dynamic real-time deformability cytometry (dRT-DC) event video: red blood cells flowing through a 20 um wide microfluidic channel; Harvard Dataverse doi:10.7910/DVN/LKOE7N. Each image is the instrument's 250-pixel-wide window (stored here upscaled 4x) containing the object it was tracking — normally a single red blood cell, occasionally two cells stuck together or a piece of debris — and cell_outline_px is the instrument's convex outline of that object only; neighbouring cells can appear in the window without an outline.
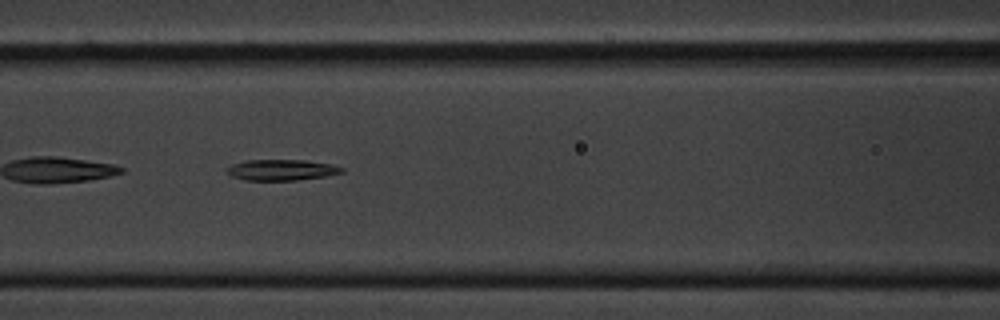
{"species": "common noctule bat (a hibernating species)", "species_latin": "Nyctalus noctula", "temperature_condition": "cold", "stored_images_in_passage": 43, "camera_frame_rate_fps": 3000, "um_per_image_px": 0.085, "animal": {"sex": "male", "body_mass_g": 20.1, "forearm_length_mm": 53.5}, "frame": {"image": 1, "passage_image": 8, "time_ms": 2.333, "image_size_px": [1000, 320], "cell_outline_px": [[344, 172], [324, 176], [296, 180], [244, 180], [232, 176], [224, 168], [232, 164], [248, 160], [304, 160], [332, 164], [344, 168]], "centroid_in_image_um": [23.92, 14.44], "position_along_channel_um": 142.7, "area_um2": 13.93}}
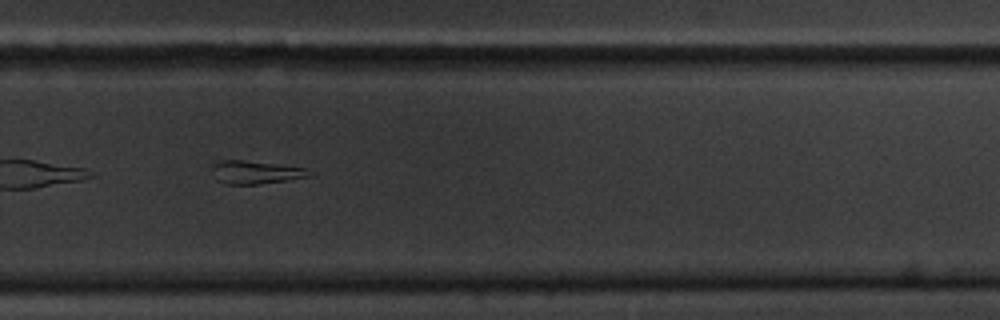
{"frame": {"image": 2, "passage_image": 23, "time_ms": 7.333, "image_size_px": [1000, 320], "cell_outline_px": [[312, 176], [288, 180], [260, 184], [224, 184], [216, 180], [212, 168], [212, 164], [220, 160], [244, 160], [308, 168], [312, 172]], "centroid_in_image_um": [21.74, 14.64], "position_along_channel_um": 308.1, "area_um2": 13.24}}
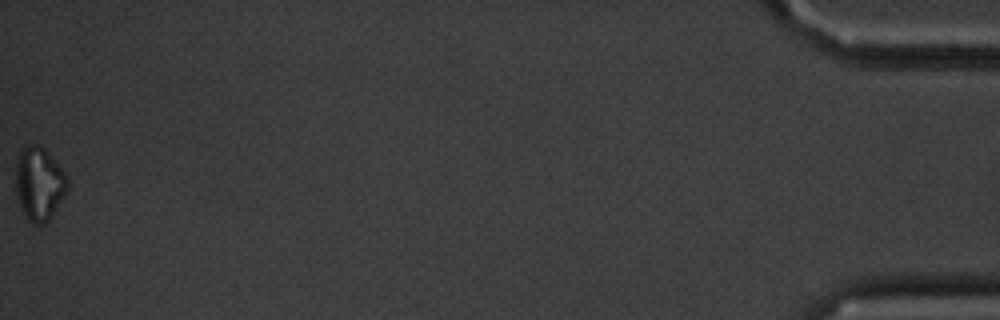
{"frame": {"image": 3, "passage_image": 43, "time_ms": 14.0, "image_size_px": [1000, 320], "cell_outline_px": [[68, 192], [48, 220], [44, 224], [32, 224], [24, 216], [16, 196], [16, 160], [20, 148], [24, 144], [36, 144], [44, 148], [68, 176]], "centroid_in_image_um": [3.32, 15.6], "position_along_channel_um": 431.9, "area_um2": 22.54}, "authors_computed_cell_mechanics": {"area_um2": 14.6234, "velocity_mm_per_s": 3.3262, "shape_relaxation_time_tau1_ms": 9.782, "shape_relaxation_time_tau2_ms": 10.3485, "deformation_change_tau1": 0.2097, "deformation_change_tau2": 0.2541}}